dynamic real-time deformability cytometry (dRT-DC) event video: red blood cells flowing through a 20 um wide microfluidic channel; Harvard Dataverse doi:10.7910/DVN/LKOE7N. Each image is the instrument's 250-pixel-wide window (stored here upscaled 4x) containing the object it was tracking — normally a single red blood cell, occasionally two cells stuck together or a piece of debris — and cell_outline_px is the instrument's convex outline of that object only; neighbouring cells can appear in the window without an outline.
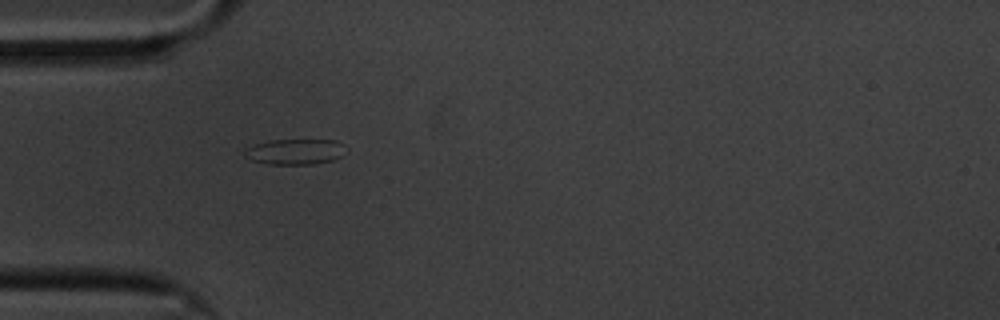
{"species": "common noctule bat (a hibernating species)", "species_latin": "Nyctalus noctula", "temperature_condition": "cold", "stored_images_in_passage": 42, "camera_frame_rate_fps": 3000, "um_per_image_px": 0.085, "animal": {"sex": "male", "body_mass_g": 20.1, "forearm_length_mm": 53.5}, "frame": {"image": 1, "passage_image": 1, "time_ms": 0.0, "image_size_px": [1000, 320], "cell_outline_px": [[348, 152], [344, 156], [336, 160], [312, 164], [268, 164], [252, 160], [244, 156], [244, 148], [252, 144], [268, 140], [336, 140], [344, 144]], "centroid_in_image_um": [25.13, 12.89], "position_along_channel_um": 59.9, "area_um2": 15.55}}
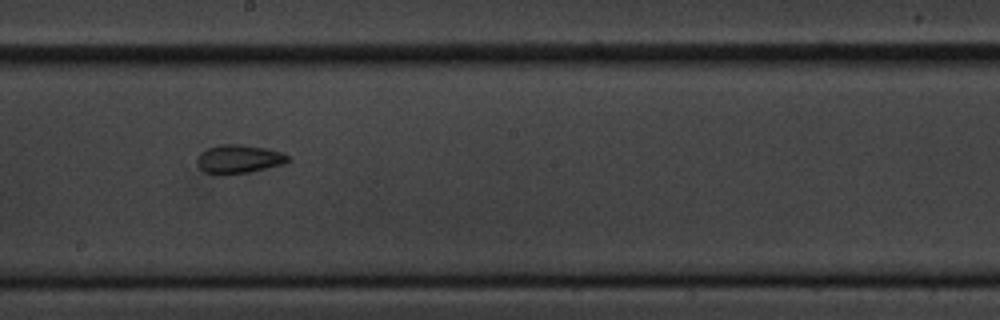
{"frame": {"image": 2, "passage_image": 16, "time_ms": 5.0, "image_size_px": [1000, 320], "cell_outline_px": [[292, 160], [284, 164], [248, 172], [224, 176], [220, 176], [204, 172], [200, 168], [196, 160], [200, 152], [208, 148], [220, 144], [240, 144], [264, 148], [280, 152], [288, 156]], "centroid_in_image_um": [20.27, 13.54], "position_along_channel_um": 227.9, "area_um2": 15.32}}
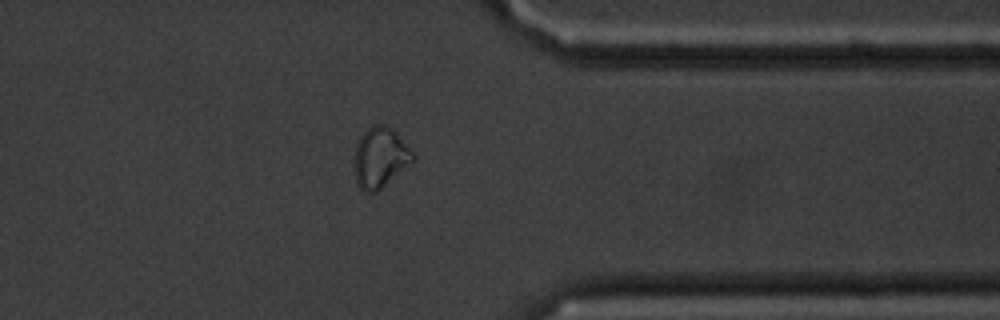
{"frame": {"image": 3, "passage_image": 30, "time_ms": 9.667, "image_size_px": [1000, 320], "cell_outline_px": [[416, 160], [376, 192], [364, 192], [356, 184], [356, 144], [360, 136], [372, 124], [384, 124], [392, 128], [396, 132], [416, 156]], "centroid_in_image_um": [32.35, 13.38], "position_along_channel_um": 379.1, "area_um2": 20.46}, "authors_computed_cell_mechanics": {"area_um2": 14.9124, "velocity_mm_per_s": 3.3974, "shape_relaxation_time_tau1_ms": null, "shape_relaxation_time_tau2_ms": 6.2798, "deformation_change_tau1": null, "deformation_change_tau2": 0.1092}}